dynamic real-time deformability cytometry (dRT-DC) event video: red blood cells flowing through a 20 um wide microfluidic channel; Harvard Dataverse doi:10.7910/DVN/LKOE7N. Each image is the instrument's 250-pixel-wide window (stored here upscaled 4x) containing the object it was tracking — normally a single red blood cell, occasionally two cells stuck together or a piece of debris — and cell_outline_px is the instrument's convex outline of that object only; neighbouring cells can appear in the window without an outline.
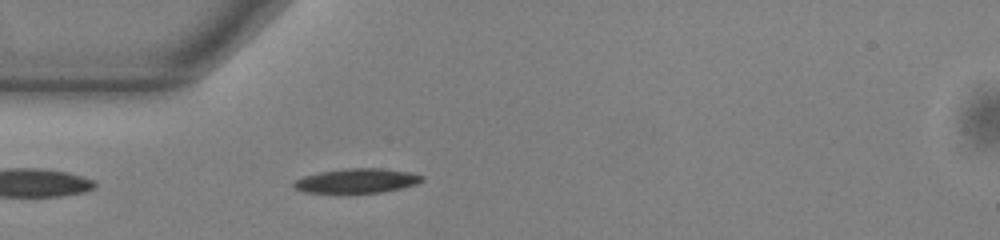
{"species": "common noctule bat (a hibernating species)", "species_latin": "Nyctalus noctula", "temperature_condition": "warm", "stored_images_in_passage": 39, "camera_frame_rate_fps": 3000, "um_per_image_px": 0.085, "animal": {"sex": "male", "body_mass_g": 13.0, "forearm_length_mm": 53.1}, "frame": {"image": 1, "passage_image": 1, "time_ms": 0.0, "image_size_px": [1000, 240], "cell_outline_px": [[424, 180], [416, 184], [384, 192], [352, 196], [332, 196], [304, 192], [292, 188], [292, 184], [296, 180], [304, 176], [320, 172], [344, 168], [380, 168], [408, 172], [424, 176]], "centroid_in_image_um": [30.23, 15.44], "position_along_channel_um": 54.8, "area_um2": 19.54}}
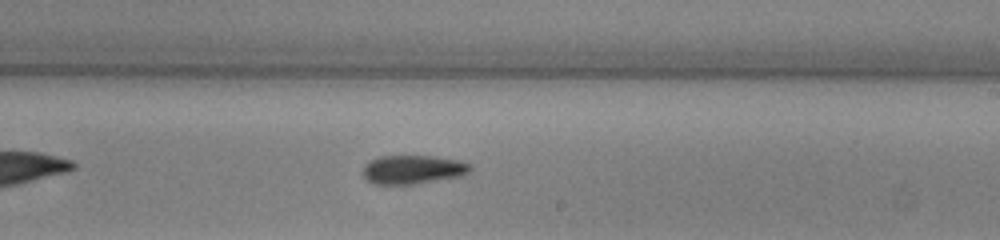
{"frame": {"image": 2, "passage_image": 17, "time_ms": 5.333, "image_size_px": [1000, 240], "cell_outline_px": [[472, 168], [468, 172], [460, 176], [412, 184], [376, 184], [368, 180], [364, 176], [364, 168], [372, 160], [380, 156], [432, 156], [460, 160], [472, 164]], "centroid_in_image_um": [35.15, 14.4], "position_along_channel_um": 253.9, "area_um2": 17.69}}
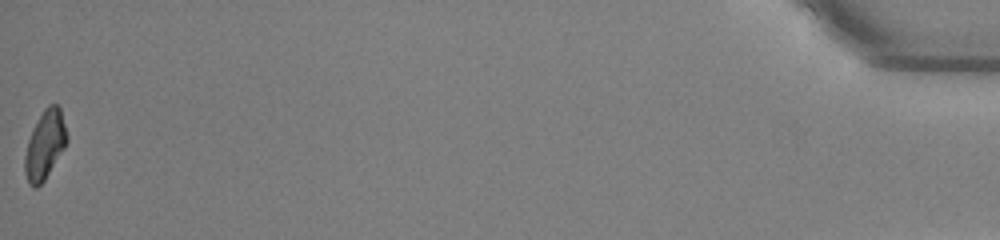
{"frame": {"image": 3, "passage_image": 39, "time_ms": 12.667, "image_size_px": [1000, 240], "cell_outline_px": [[68, 140], [64, 148], [44, 180], [36, 188], [32, 188], [28, 184], [24, 172], [24, 156], [28, 140], [44, 108], [48, 104], [56, 104], [60, 108], [68, 136]], "centroid_in_image_um": [3.81, 12.34], "position_along_channel_um": 431.4, "area_um2": 16.65}, "authors_computed_cell_mechanics": {"area_um2": 17.918, "velocity_mm_per_s": 3.8492, "shape_relaxation_time_tau1_ms": 4.7046, "shape_relaxation_time_tau2_ms": null, "deformation_change_tau1": 0.1504, "deformation_change_tau2": null}}